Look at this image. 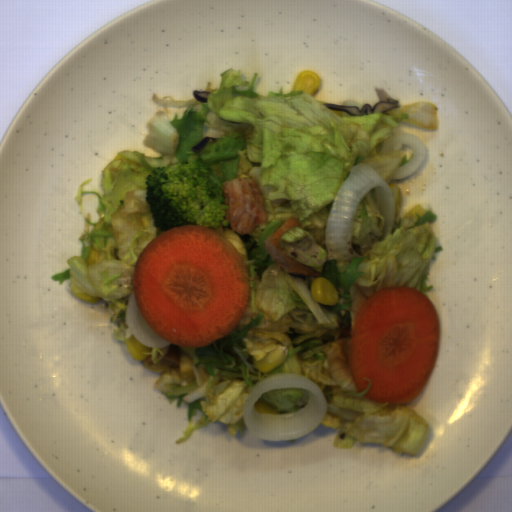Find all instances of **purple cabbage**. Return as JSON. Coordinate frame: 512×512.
Here are the masks:
<instances>
[{"label": "purple cabbage", "mask_w": 512, "mask_h": 512, "mask_svg": "<svg viewBox=\"0 0 512 512\" xmlns=\"http://www.w3.org/2000/svg\"><path fill=\"white\" fill-rule=\"evenodd\" d=\"M210 92L207 91H200V90H193L192 95L194 99L197 102L206 103L208 102V96L210 95Z\"/></svg>", "instance_id": "3"}, {"label": "purple cabbage", "mask_w": 512, "mask_h": 512, "mask_svg": "<svg viewBox=\"0 0 512 512\" xmlns=\"http://www.w3.org/2000/svg\"><path fill=\"white\" fill-rule=\"evenodd\" d=\"M218 138H211L209 136H205L202 140H200L195 146H193L191 149L195 154L201 153L204 148L207 146L209 142L216 143Z\"/></svg>", "instance_id": "2"}, {"label": "purple cabbage", "mask_w": 512, "mask_h": 512, "mask_svg": "<svg viewBox=\"0 0 512 512\" xmlns=\"http://www.w3.org/2000/svg\"><path fill=\"white\" fill-rule=\"evenodd\" d=\"M375 91L379 97V102H376L373 106L365 103L360 109L358 106H340L332 103H323L325 108L330 110H339L346 112L353 117H362L371 113H382L386 114L388 110L399 108L401 106L400 100H396L389 96L387 90L378 88L375 86Z\"/></svg>", "instance_id": "1"}]
</instances>
